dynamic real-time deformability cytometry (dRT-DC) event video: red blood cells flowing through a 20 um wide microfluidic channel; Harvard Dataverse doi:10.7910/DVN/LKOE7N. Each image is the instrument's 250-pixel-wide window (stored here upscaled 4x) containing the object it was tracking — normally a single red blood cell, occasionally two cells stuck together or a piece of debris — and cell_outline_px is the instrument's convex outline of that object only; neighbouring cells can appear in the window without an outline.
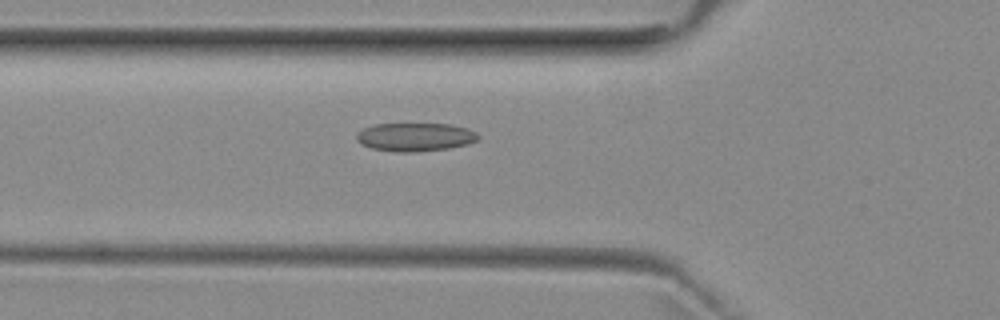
{"species": "common noctule bat (a hibernating species)", "species_latin": "Nyctalus noctula", "temperature_condition": "room temperature", "stored_images_in_passage": 34, "camera_frame_rate_fps": 3000, "um_per_image_px": 0.085, "animal": {"sex": "female", "body_mass_g": 29.2, "forearm_length_mm": 56.3}, "frame": {"image": 1, "passage_image": 2, "time_ms": 0.333, "image_size_px": [1000, 320], "cell_outline_px": [[480, 136], [476, 140], [468, 144], [448, 148], [412, 152], [400, 152], [372, 148], [360, 144], [356, 140], [356, 136], [364, 128], [376, 124], [452, 124], [468, 128], [476, 132]], "centroid_in_image_um": [35.31, 11.64], "position_along_channel_um": 90.5, "area_um2": 20.0}}
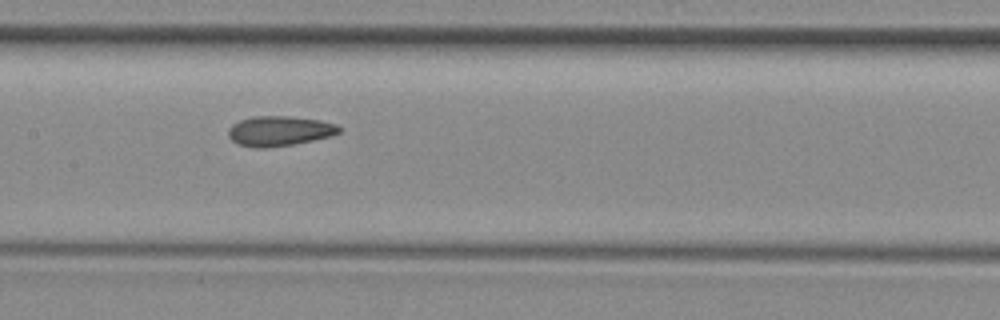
{"frame": {"image": 2, "passage_image": 9, "time_ms": 2.667, "image_size_px": [1000, 320], "cell_outline_px": [[340, 132], [332, 136], [292, 144], [268, 148], [252, 148], [236, 144], [228, 136], [228, 128], [232, 124], [240, 120], [252, 116], [288, 116], [320, 120], [336, 124], [340, 128]], "centroid_in_image_um": [23.71, 11.14], "position_along_channel_um": 183.7, "area_um2": 19.48}}
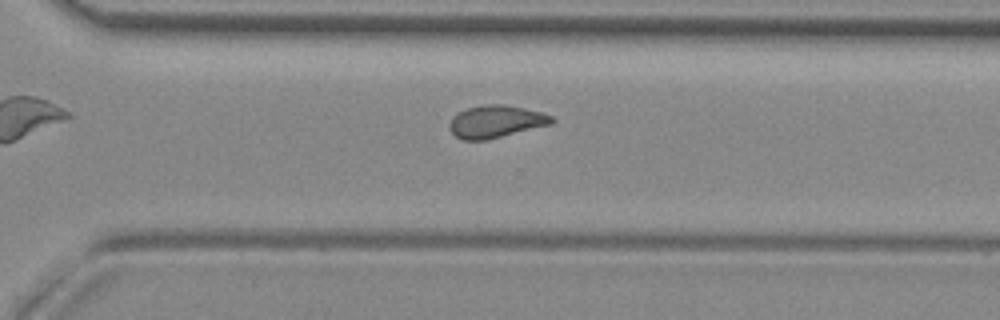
{"frame": {"image": 3, "passage_image": 20, "time_ms": 6.333, "image_size_px": [1000, 320], "cell_outline_px": [[556, 120], [552, 124], [488, 140], [460, 140], [452, 132], [448, 124], [452, 116], [468, 108], [484, 104], [500, 104], [524, 108], [540, 112], [552, 116]], "centroid_in_image_um": [42.15, 10.34], "position_along_channel_um": 328.5, "area_um2": 19.36}}